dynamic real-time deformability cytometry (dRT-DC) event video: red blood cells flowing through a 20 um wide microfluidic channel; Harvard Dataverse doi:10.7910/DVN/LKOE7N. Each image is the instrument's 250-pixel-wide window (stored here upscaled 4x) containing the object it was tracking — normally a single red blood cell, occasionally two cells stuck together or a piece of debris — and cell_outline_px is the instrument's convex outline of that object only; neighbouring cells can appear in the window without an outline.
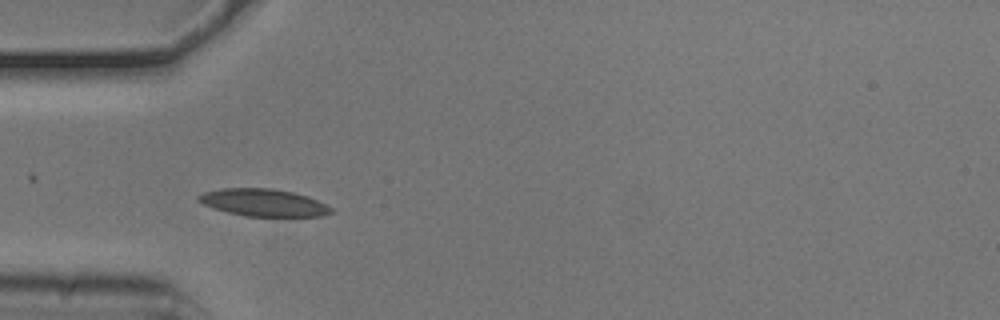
{"species": "common noctule bat (a hibernating species)", "species_latin": "Nyctalus noctula", "temperature_condition": "cold", "stored_images_in_passage": 50, "camera_frame_rate_fps": 3000, "um_per_image_px": 0.085, "animal": {"sex": "male", "body_mass_g": 20.5, "forearm_length_mm": 52.5}, "frame": {"image": 1, "passage_image": 13, "time_ms": 4.0, "image_size_px": [1000, 320], "cell_outline_px": [[332, 212], [320, 216], [244, 216], [228, 212], [204, 204], [196, 200], [196, 196], [204, 192], [224, 188], [272, 188], [292, 192], [308, 196], [332, 208]], "centroid_in_image_um": [22.37, 17.21], "position_along_channel_um": 62.6, "area_um2": 20.87}}
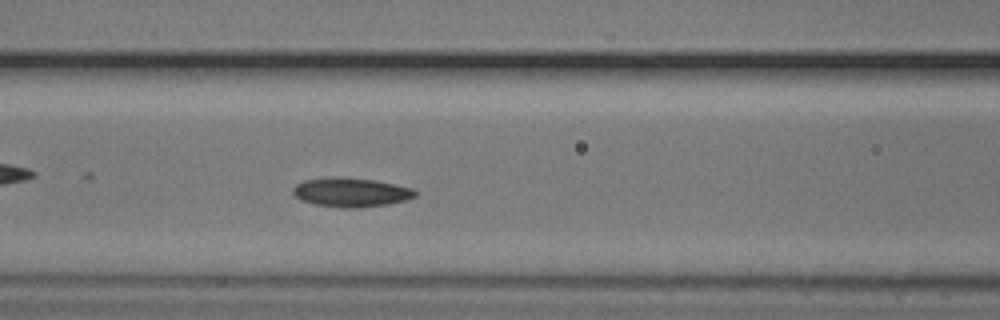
{"frame": {"image": 2, "passage_image": 19, "time_ms": 6.0, "image_size_px": [1000, 320], "cell_outline_px": [[416, 196], [404, 200], [388, 204], [360, 208], [340, 208], [316, 204], [300, 200], [292, 192], [292, 188], [296, 184], [304, 180], [332, 176], [340, 176], [376, 180], [412, 188], [416, 192]], "centroid_in_image_um": [29.8, 16.34], "position_along_channel_um": 136.8, "area_um2": 20.92}}
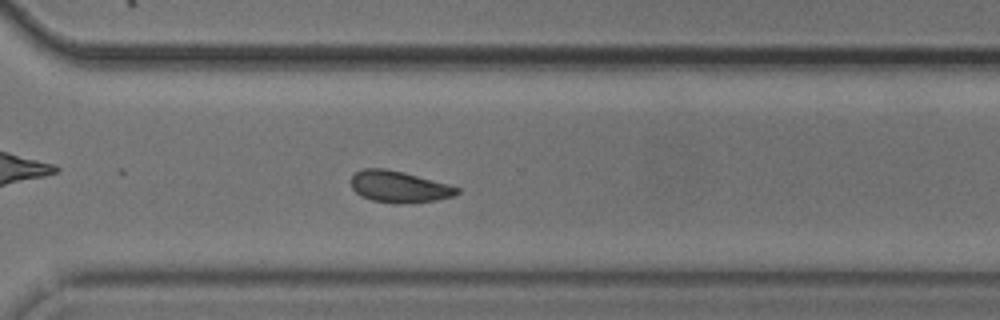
{"frame": {"image": 3, "passage_image": 35, "time_ms": 11.333, "image_size_px": [1000, 320], "cell_outline_px": [[460, 192], [456, 196], [436, 200], [400, 204], [396, 204], [372, 200], [360, 196], [352, 188], [352, 176], [356, 172], [364, 168], [384, 168], [404, 172], [452, 184], [460, 188]], "centroid_in_image_um": [33.98, 15.87], "position_along_channel_um": 336.6, "area_um2": 19.77}, "authors_computed_cell_mechanics": {"area_um2": 19.6231, "velocity_mm_per_s": 3.7546, "shape_relaxation_time_tau1_ms": 10.9201, "shape_relaxation_time_tau2_ms": 5.7607, "deformation_change_tau1": 0.1742, "deformation_change_tau2": 0.1004}}